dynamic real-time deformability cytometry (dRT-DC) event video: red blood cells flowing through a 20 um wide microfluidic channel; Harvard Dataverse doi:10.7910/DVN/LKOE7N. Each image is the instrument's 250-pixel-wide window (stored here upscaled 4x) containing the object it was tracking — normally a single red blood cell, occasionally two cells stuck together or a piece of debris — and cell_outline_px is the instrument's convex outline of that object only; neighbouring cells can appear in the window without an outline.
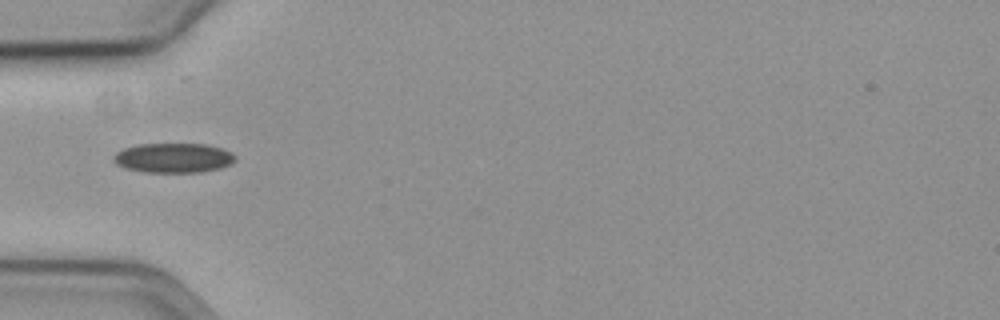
{"species": "common noctule bat (a hibernating species)", "species_latin": "Nyctalus noctula", "temperature_condition": "cold", "stored_images_in_passage": 5, "segment_of_instrument_passage": [1, 2], "camera_frame_rate_fps": 3000, "um_per_image_px": 0.085, "animal": {"sex": "female", "body_mass_g": 19.3, "forearm_length_mm": 54.1}, "frame": {"image": 1, "passage_image": 1, "time_ms": 0.0, "image_size_px": [1000, 320], "cell_outline_px": [[236, 160], [232, 164], [220, 168], [200, 172], [144, 172], [124, 168], [116, 164], [112, 160], [112, 156], [116, 152], [124, 148], [140, 144], [204, 144], [220, 148], [232, 152], [236, 156]], "centroid_in_image_um": [14.73, 13.42], "position_along_channel_um": 70.3, "area_um2": 21.15}}
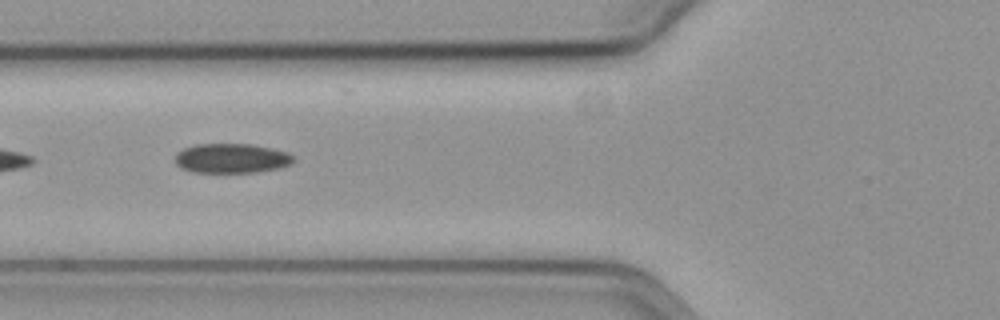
{"frame": {"image": 2, "passage_image": 4, "time_ms": 1.0, "image_size_px": [1000, 320], "cell_outline_px": [[296, 160], [292, 164], [280, 168], [256, 172], [192, 172], [180, 168], [176, 164], [176, 152], [184, 148], [196, 144], [252, 144], [272, 148], [288, 152]], "centroid_in_image_um": [19.7, 13.45], "position_along_channel_um": 106.1, "area_um2": 20.58}}